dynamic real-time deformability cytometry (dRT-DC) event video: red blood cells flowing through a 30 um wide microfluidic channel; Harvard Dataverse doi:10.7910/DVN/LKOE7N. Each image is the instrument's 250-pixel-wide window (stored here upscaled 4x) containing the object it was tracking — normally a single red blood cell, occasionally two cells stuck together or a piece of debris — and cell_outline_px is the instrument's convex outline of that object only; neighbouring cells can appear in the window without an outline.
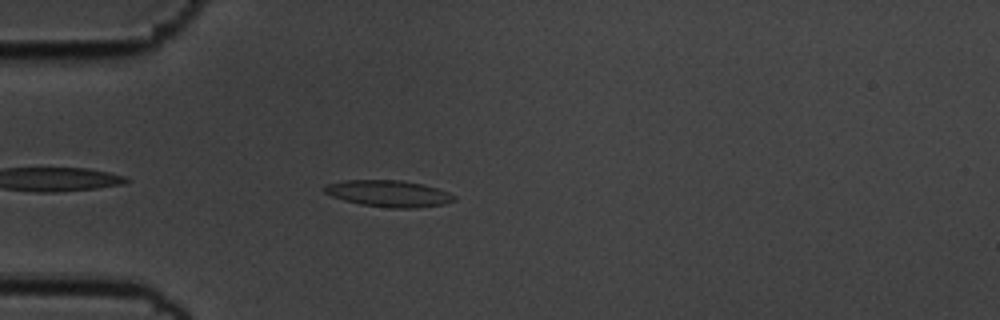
{"species": "common noctule bat (a hibernating species)", "species_latin": "Nyctalus noctula", "temperature_condition": "cold", "stored_images_in_passage": 44, "camera_frame_rate_fps": 3000, "um_per_image_px": 0.085, "animal": {"sex": "male", "body_mass_g": 19.5, "forearm_length_mm": 54.6}, "frame": {"image": 1, "passage_image": 4, "time_ms": 1.0, "image_size_px": [1000, 320], "cell_outline_px": [[456, 200], [444, 204], [416, 208], [392, 208], [360, 204], [344, 200], [332, 196], [324, 192], [324, 188], [328, 184], [344, 180], [400, 180], [424, 184], [448, 192], [456, 196]], "centroid_in_image_um": [33.07, 16.45], "position_along_channel_um": 51.9, "area_um2": 20.0}}
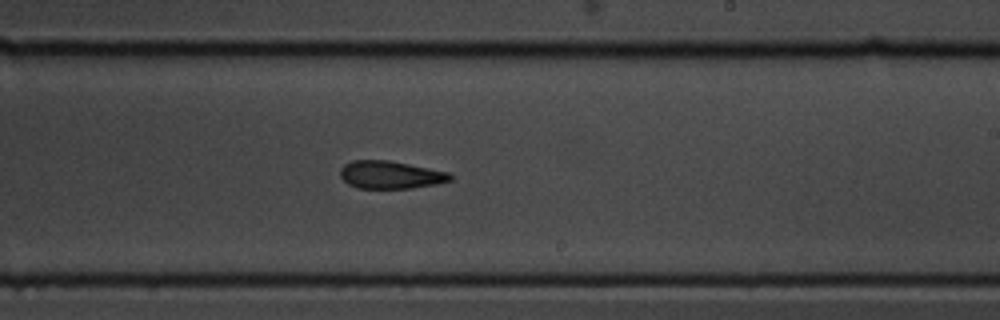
{"frame": {"image": 2, "passage_image": 22, "time_ms": 7.0, "image_size_px": [1000, 320], "cell_outline_px": [[452, 180], [436, 184], [412, 188], [356, 188], [348, 184], [340, 176], [340, 168], [344, 164], [352, 160], [388, 160], [448, 172], [452, 176]], "centroid_in_image_um": [33.15, 14.86], "position_along_channel_um": 255.8, "area_um2": 17.74}}
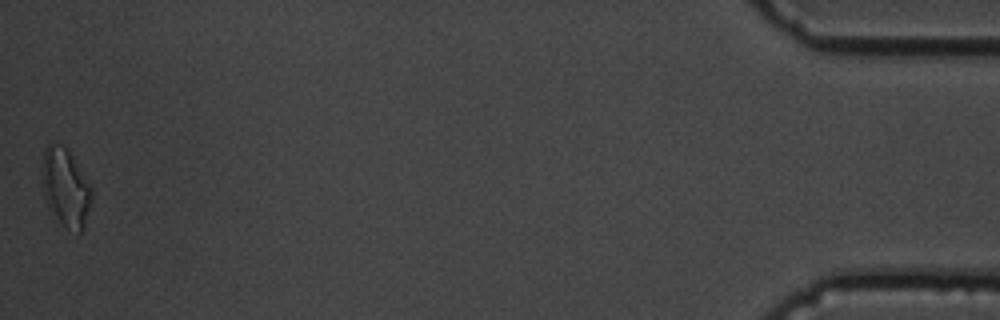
{"frame": {"image": 3, "passage_image": 44, "time_ms": 14.333, "image_size_px": [1000, 320], "cell_outline_px": [[92, 200], [84, 224], [80, 232], [68, 228], [52, 220], [44, 196], [44, 148], [52, 140], [68, 148], [92, 188]], "centroid_in_image_um": [5.58, 15.95], "position_along_channel_um": 429.6, "area_um2": 22.6}, "authors_computed_cell_mechanics": {"area_um2": 18.8139, "velocity_mm_per_s": 3.5849, "shape_relaxation_time_tau1_ms": 9.2036, "shape_relaxation_time_tau2_ms": 10.0389, "deformation_change_tau1": 0.1801, "deformation_change_tau2": 0.2126}}